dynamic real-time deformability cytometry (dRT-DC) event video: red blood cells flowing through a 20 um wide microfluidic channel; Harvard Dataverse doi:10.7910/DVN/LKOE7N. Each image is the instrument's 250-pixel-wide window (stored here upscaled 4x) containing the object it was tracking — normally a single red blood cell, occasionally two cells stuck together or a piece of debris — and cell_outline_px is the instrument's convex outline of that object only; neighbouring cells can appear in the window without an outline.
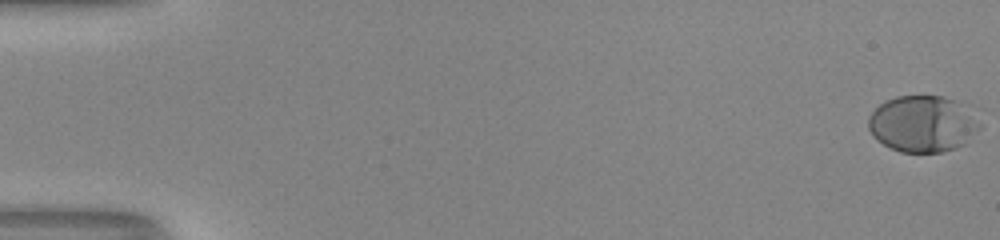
{"species": "human", "species_latin": "Homo sapiens", "temperature_condition": "room temperature", "stored_images_in_passage": 55, "camera_frame_rate_fps": 3000, "um_per_image_px": 0.085, "donor": {"sex": "male"}, "frame": {"image": 1, "passage_image": 1, "time_ms": 0.0, "image_size_px": [1000, 240], "cell_outline_px": [[964, 144], [956, 148], [940, 152], [900, 152], [876, 140], [872, 136], [868, 128], [868, 116], [884, 100], [896, 96], [940, 96], [952, 100], [964, 140]], "centroid_in_image_um": [77.91, 10.56], "position_along_channel_um": 7.1, "area_um2": 32.43}}
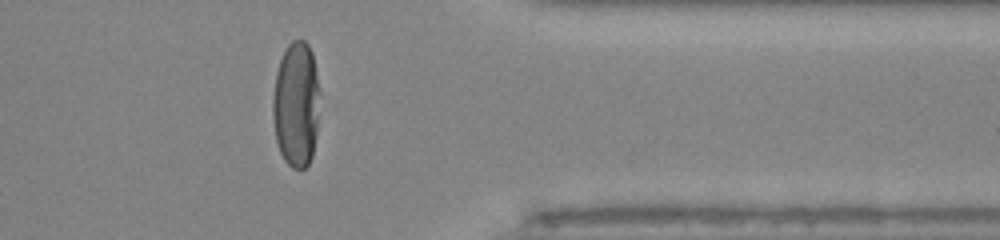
{"frame": {"image": 2, "passage_image": 45, "time_ms": 14.667, "image_size_px": [1000, 240], "cell_outline_px": [[320, 92], [316, 136], [312, 156], [308, 164], [304, 168], [292, 168], [284, 160], [280, 152], [276, 140], [272, 116], [272, 100], [276, 72], [280, 60], [288, 44], [292, 40], [304, 40], [308, 44], [312, 52]], "centroid_in_image_um": [25.17, 8.87], "position_along_channel_um": 386.2, "area_um2": 34.56}}
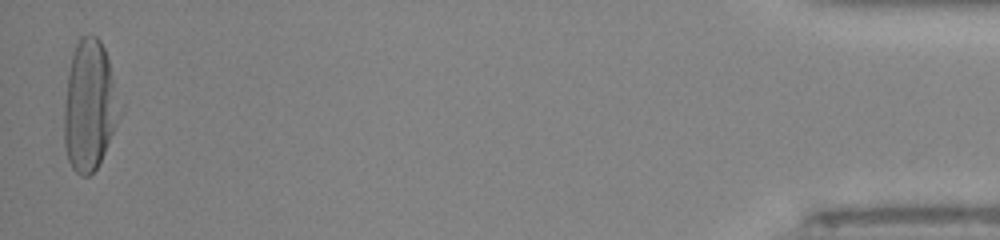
{"frame": {"image": 3, "passage_image": 54, "time_ms": 17.667, "image_size_px": [1000, 240], "cell_outline_px": [[124, 108], [104, 152], [96, 168], [88, 176], [80, 176], [72, 168], [68, 160], [64, 144], [64, 104], [68, 72], [72, 56], [76, 44], [80, 36], [96, 36], [100, 40], [104, 48], [124, 104]], "centroid_in_image_um": [7.64, 8.97], "position_along_channel_um": 427.6, "area_um2": 42.71}, "authors_computed_cell_mechanics": {"area_um2": 36.0094, "velocity_mm_per_s": 4.0009, "shape_relaxation_time_tau1_ms": 4.0819, "shape_relaxation_time_tau2_ms": null, "deformation_change_tau1": 0.2292, "deformation_change_tau2": null}}